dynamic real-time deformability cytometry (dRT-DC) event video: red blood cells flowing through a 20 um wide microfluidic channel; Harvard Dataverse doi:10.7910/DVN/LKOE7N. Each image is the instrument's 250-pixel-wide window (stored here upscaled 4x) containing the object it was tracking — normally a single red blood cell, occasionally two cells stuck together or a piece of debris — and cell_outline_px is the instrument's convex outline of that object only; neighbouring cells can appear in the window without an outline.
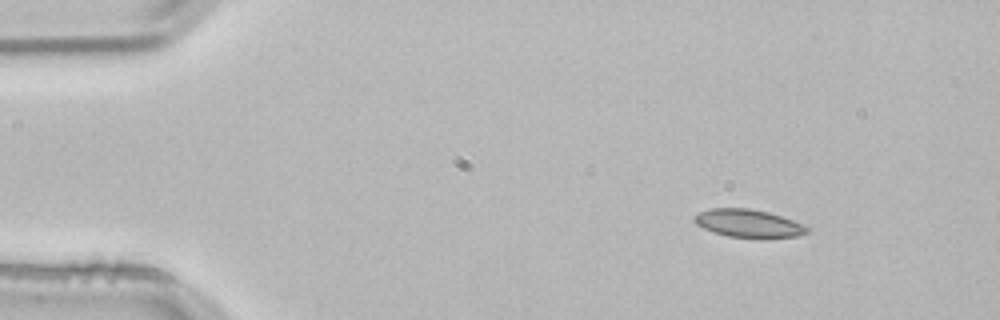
{"species": "common noctule bat (a hibernating species)", "species_latin": "Nyctalus noctula", "temperature_condition": "room temperature", "stored_images_in_passage": 3, "camera_frame_rate_fps": 3000, "um_per_image_px": 0.085, "animal": {"sex": "male", "body_mass_g": 21.5, "forearm_length_mm": 52.0}, "frame": {"image": 1, "passage_image": 1, "time_ms": 0.0, "image_size_px": [1000, 320], "cell_outline_px": [[808, 232], [796, 236], [728, 236], [712, 232], [696, 224], [692, 220], [700, 212], [708, 208], [748, 208], [768, 212], [792, 220], [808, 228]], "centroid_in_image_um": [63.53, 18.95], "position_along_channel_um": 21.5, "area_um2": 17.63}}
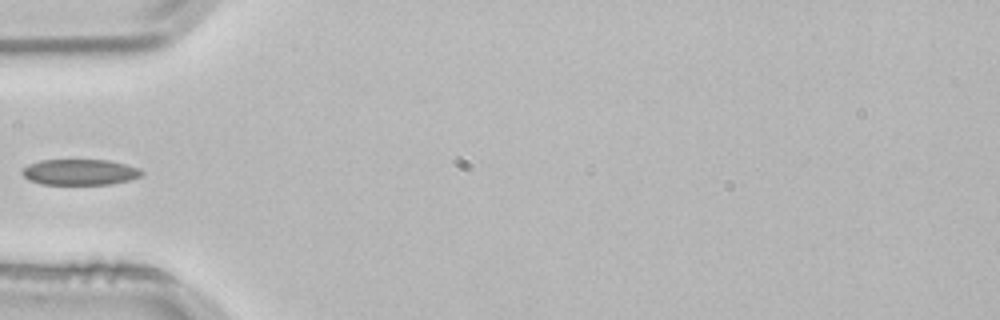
{"frame": {"image": 2, "passage_image": 3, "time_ms": 0.667, "image_size_px": [1000, 320], "cell_outline_px": [[144, 172], [140, 176], [128, 180], [112, 184], [40, 184], [28, 180], [20, 172], [28, 164], [40, 160], [108, 160], [140, 168]], "centroid_in_image_um": [6.76, 14.63], "position_along_channel_um": 78.2, "area_um2": 17.98}}